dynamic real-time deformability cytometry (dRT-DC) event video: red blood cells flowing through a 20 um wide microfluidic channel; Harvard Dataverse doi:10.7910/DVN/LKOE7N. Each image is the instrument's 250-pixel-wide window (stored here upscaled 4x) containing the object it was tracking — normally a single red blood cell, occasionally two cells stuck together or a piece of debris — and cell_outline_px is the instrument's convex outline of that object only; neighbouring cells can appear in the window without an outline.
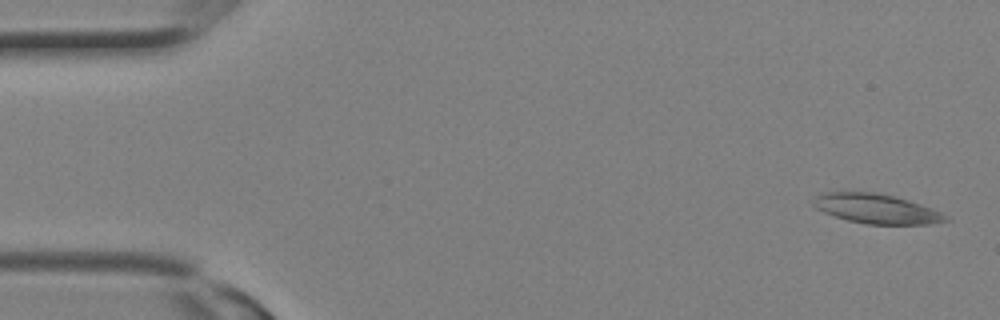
{"species": "Egyptian fruit bat (a non-hibernating species)", "species_latin": "Rousettus aegyptiacus", "temperature_condition": "room temperature", "stored_images_in_passage": 10, "camera_frame_rate_fps": 3000, "um_per_image_px": 0.085, "animal": {"sex": "female"}, "frame": {"image": 1, "passage_image": 1, "time_ms": 0.0, "image_size_px": [1000, 320], "cell_outline_px": [[952, 220], [928, 224], [868, 224], [848, 220], [824, 212], [816, 208], [812, 204], [812, 200], [820, 192], [872, 192], [892, 196], [908, 200], [932, 208], [948, 216]], "centroid_in_image_um": [74.49, 17.74], "position_along_channel_um": 10.5, "area_um2": 22.66}}
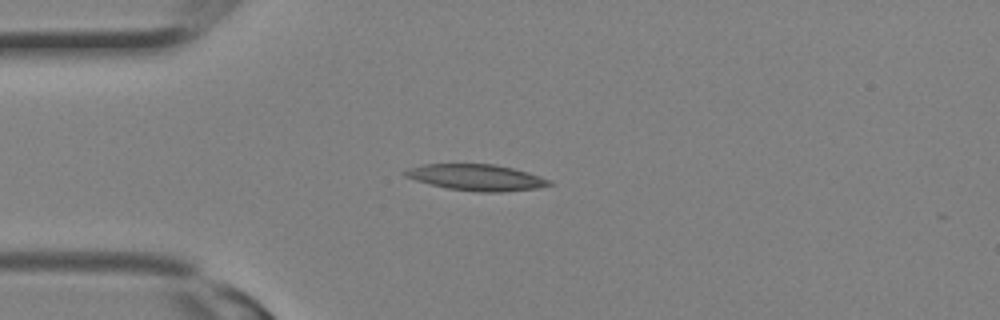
{"frame": {"image": 2, "passage_image": 7, "time_ms": 2.0, "image_size_px": [1000, 320], "cell_outline_px": [[552, 184], [536, 188], [500, 192], [476, 192], [448, 188], [416, 180], [404, 176], [400, 172], [408, 168], [424, 164], [496, 164], [528, 172], [552, 180]], "centroid_in_image_um": [40.48, 15.07], "position_along_channel_um": 44.5, "area_um2": 21.96}}
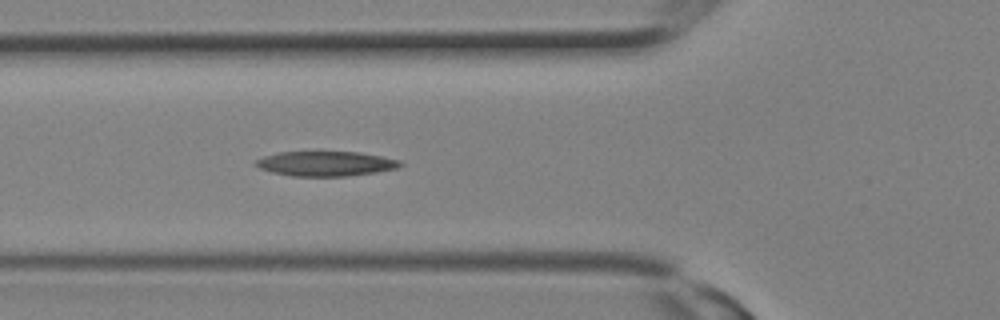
{"frame": {"image": 3, "passage_image": 10, "time_ms": 3.0, "image_size_px": [1000, 320], "cell_outline_px": [[404, 164], [396, 168], [376, 172], [348, 176], [292, 176], [272, 172], [260, 168], [252, 164], [256, 160], [264, 156], [280, 152], [360, 152], [400, 160]], "centroid_in_image_um": [27.67, 13.91], "position_along_channel_um": 98.1, "area_um2": 20.81}}